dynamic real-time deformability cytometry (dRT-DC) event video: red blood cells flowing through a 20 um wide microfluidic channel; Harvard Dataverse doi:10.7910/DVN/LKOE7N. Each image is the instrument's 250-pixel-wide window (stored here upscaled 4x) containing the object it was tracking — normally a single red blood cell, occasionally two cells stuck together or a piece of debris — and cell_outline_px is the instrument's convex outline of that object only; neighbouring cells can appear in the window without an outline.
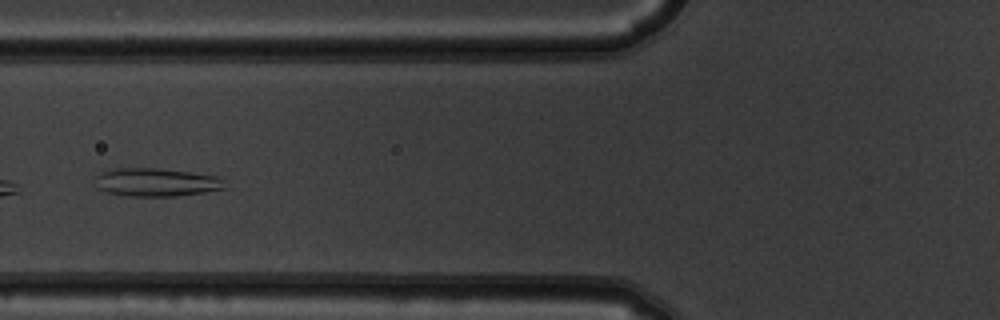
{"species": "common noctule bat (a hibernating species)", "species_latin": "Nyctalus noctula", "temperature_condition": "warm", "stored_images_in_passage": 6, "camera_frame_rate_fps": 3000, "um_per_image_px": 0.085, "animal": {"sex": "male", "body_mass_g": 19.5, "forearm_length_mm": 54.6}, "frame": {"image": 1, "passage_image": 5, "time_ms": 1.333, "image_size_px": [1000, 320], "cell_outline_px": [[224, 188], [204, 192], [176, 196], [128, 196], [108, 192], [96, 188], [92, 180], [100, 172], [112, 168], [160, 168], [192, 172], [216, 176], [220, 180]], "centroid_in_image_um": [13.16, 15.48], "position_along_channel_um": 112.6, "area_um2": 21.39}}